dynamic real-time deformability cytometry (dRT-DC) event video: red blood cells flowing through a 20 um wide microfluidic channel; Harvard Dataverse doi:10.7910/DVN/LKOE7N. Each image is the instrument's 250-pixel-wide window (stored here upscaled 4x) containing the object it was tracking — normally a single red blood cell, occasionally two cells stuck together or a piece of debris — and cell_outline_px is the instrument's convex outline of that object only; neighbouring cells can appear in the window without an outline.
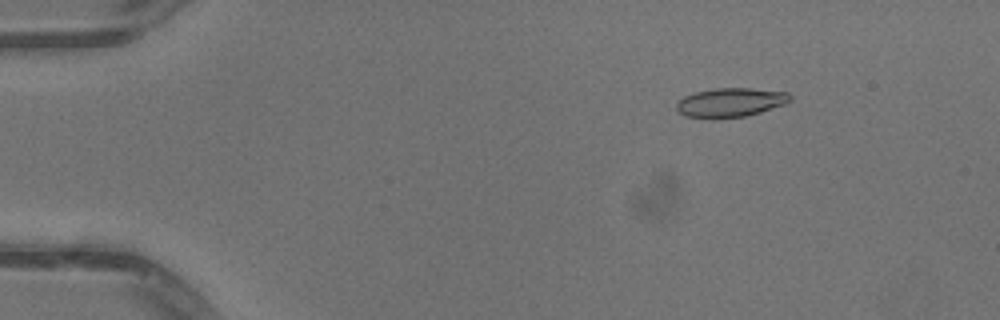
{"species": "common noctule bat (a hibernating species)", "species_latin": "Nyctalus noctula", "temperature_condition": "warm", "stored_images_in_passage": 51, "camera_frame_rate_fps": 3000, "um_per_image_px": 0.085, "animal": {"sex": "male", "body_mass_g": 13.3}, "frame": {"image": 1, "passage_image": 8, "time_ms": 2.333, "image_size_px": [1000, 320], "cell_outline_px": [[792, 100], [784, 104], [760, 112], [744, 116], [712, 120], [684, 116], [676, 108], [676, 104], [684, 96], [692, 92], [716, 88], [752, 88], [788, 92], [792, 96]], "centroid_in_image_um": [62.06, 8.72], "position_along_channel_um": 22.9, "area_um2": 19.59}}
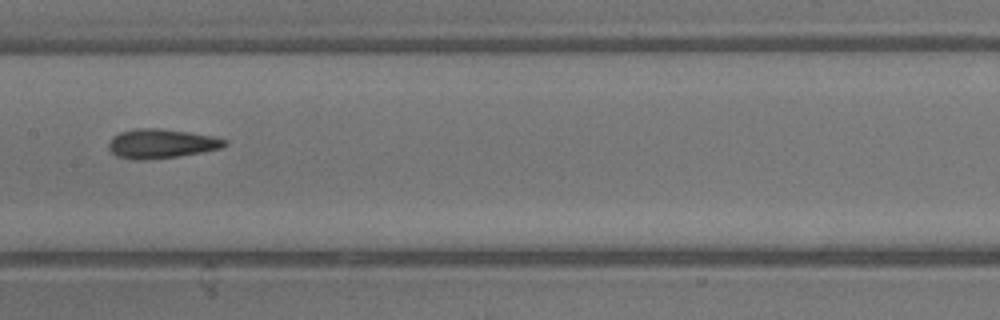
{"frame": {"image": 2, "passage_image": 27, "time_ms": 8.667, "image_size_px": [1000, 320], "cell_outline_px": [[228, 144], [224, 148], [176, 156], [144, 160], [136, 160], [116, 156], [108, 148], [108, 144], [112, 136], [120, 132], [136, 128], [156, 128], [188, 132], [212, 136], [228, 140]], "centroid_in_image_um": [13.7, 12.2], "position_along_channel_um": 193.7, "area_um2": 19.77}}
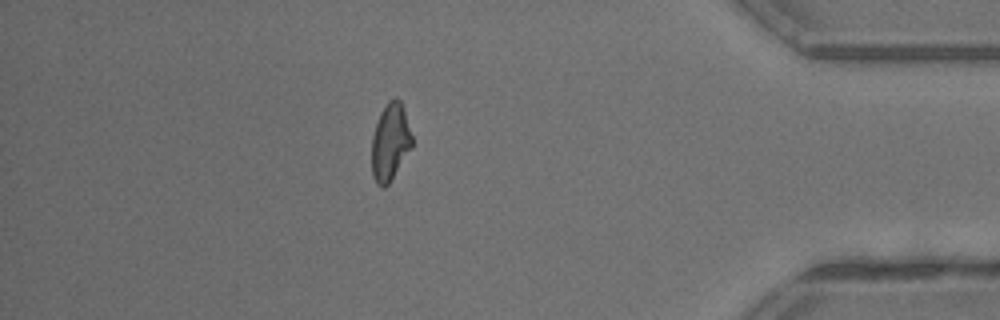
{"frame": {"image": 3, "passage_image": 45, "time_ms": 14.667, "image_size_px": [1000, 320], "cell_outline_px": [[412, 148], [388, 184], [384, 188], [376, 184], [372, 176], [372, 136], [380, 112], [388, 100], [396, 96], [400, 100], [412, 136]], "centroid_in_image_um": [33.16, 12.08], "position_along_channel_um": 402.0, "area_um2": 18.09}, "authors_computed_cell_mechanics": {"area_um2": 18.9584, "velocity_mm_per_s": 4.1285, "shape_relaxation_time_tau1_ms": null, "shape_relaxation_time_tau2_ms": 2.4058, "deformation_change_tau1": null, "deformation_change_tau2": 0.0995}}